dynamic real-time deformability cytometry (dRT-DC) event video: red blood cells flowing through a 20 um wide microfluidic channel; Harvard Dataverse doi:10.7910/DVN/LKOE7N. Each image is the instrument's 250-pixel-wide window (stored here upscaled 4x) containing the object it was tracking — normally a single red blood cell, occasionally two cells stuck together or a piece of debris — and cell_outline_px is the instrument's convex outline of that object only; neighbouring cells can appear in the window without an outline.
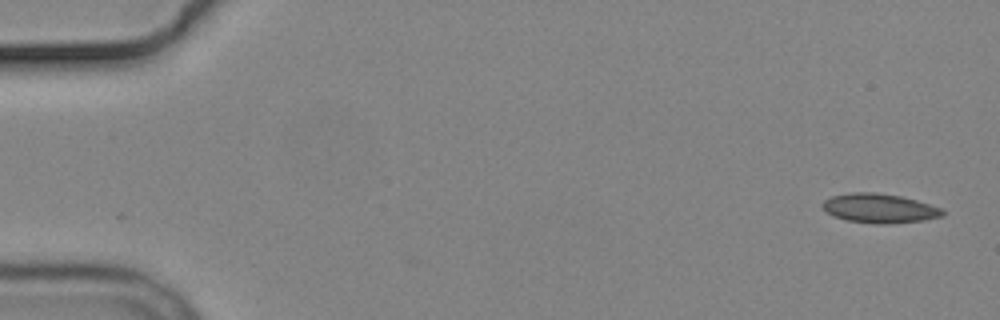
{"species": "common noctule bat (a hibernating species)", "species_latin": "Nyctalus noctula", "temperature_condition": "cold", "stored_images_in_passage": 2, "camera_frame_rate_fps": 3000, "um_per_image_px": 0.085, "animal": {"sex": "male", "body_mass_g": 19.2, "forearm_length_mm": 51.8}, "frame": {"image": 1, "passage_image": 2, "time_ms": 1.333, "image_size_px": [1000, 320], "cell_outline_px": [[944, 216], [924, 220], [888, 224], [876, 224], [848, 220], [836, 216], [828, 212], [820, 204], [824, 200], [832, 196], [852, 192], [876, 192], [900, 196], [916, 200], [940, 208], [944, 212]], "centroid_in_image_um": [74.76, 17.7], "position_along_channel_um": 10.2, "area_um2": 20.29}}